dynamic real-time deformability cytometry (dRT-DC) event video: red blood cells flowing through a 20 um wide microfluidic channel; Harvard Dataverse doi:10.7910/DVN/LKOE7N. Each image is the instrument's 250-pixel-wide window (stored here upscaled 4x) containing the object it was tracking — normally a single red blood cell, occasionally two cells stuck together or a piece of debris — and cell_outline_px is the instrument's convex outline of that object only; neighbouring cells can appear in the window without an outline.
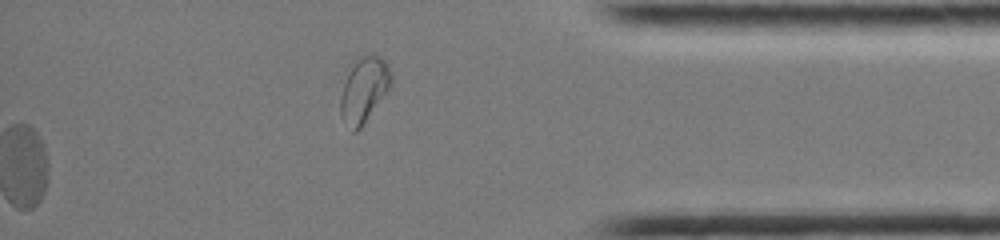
{"species": "common noctule bat (a hibernating species)", "species_latin": "Nyctalus noctula", "temperature_condition": "cold", "stored_images_in_passage": 46, "segment_of_instrument_passage": [2, 2], "camera_frame_rate_fps": 3000, "um_per_image_px": 0.085, "animal": {"sex": "female", "body_mass_g": 19.0, "forearm_length_mm": 51.5}, "frame": {"image": 1, "passage_image": 46, "time_ms": 15.0, "image_size_px": [1000, 240], "cell_outline_px": [[392, 84], [360, 128], [356, 132], [352, 132], [340, 116], [340, 96], [344, 84], [356, 60], [372, 52], [380, 56], [388, 64], [392, 72]], "centroid_in_image_um": [30.96, 7.62], "position_along_channel_um": 404.2, "area_um2": 18.96}}